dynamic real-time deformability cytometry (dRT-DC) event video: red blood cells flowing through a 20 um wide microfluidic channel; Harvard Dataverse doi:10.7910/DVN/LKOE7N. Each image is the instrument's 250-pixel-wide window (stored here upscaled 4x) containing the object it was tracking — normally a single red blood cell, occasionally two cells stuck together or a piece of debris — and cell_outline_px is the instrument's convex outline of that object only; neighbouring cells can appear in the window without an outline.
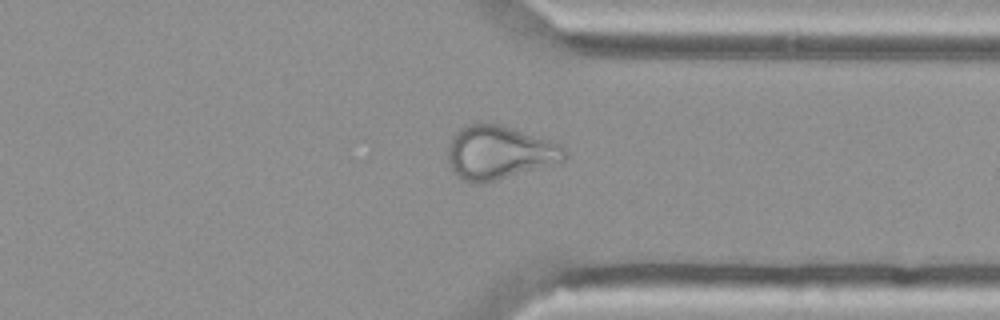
{"species": "Egyptian fruit bat (a non-hibernating species)", "species_latin": "Rousettus aegyptiacus", "temperature_condition": "cold", "stored_images_in_passage": 40, "camera_frame_rate_fps": 3000, "um_per_image_px": 0.085, "animal": {"sex": "female"}, "frame": {"image": 1, "passage_image": 34, "time_ms": 11.0, "image_size_px": [1000, 320], "cell_outline_px": [[568, 156], [564, 160], [492, 180], [476, 184], [460, 180], [452, 172], [448, 164], [448, 144], [452, 136], [460, 128], [468, 124], [500, 124], [560, 144], [568, 152]], "centroid_in_image_um": [42.36, 12.96], "position_along_channel_um": 369.0, "area_um2": 35.84}}